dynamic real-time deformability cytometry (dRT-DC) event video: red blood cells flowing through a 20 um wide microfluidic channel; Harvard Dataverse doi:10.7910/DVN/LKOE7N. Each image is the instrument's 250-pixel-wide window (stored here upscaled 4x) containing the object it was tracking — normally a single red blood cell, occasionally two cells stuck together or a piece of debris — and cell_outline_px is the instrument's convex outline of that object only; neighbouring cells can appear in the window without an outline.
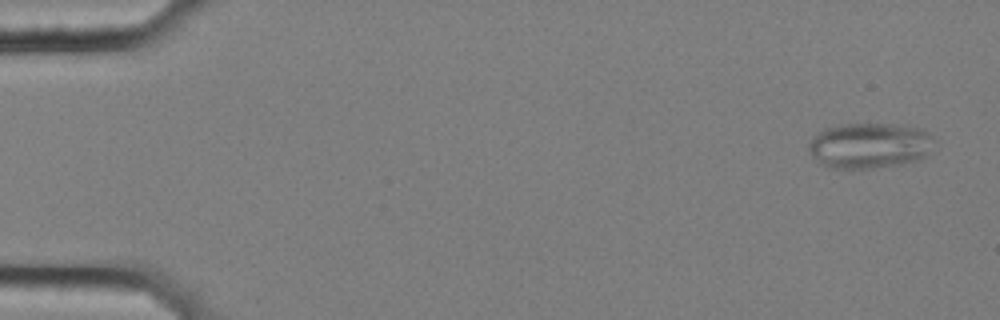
{"species": "common noctule bat (a hibernating species)", "species_latin": "Nyctalus noctula", "temperature_condition": "cold", "stored_images_in_passage": 58, "camera_frame_rate_fps": 3000, "um_per_image_px": 0.085, "animal": {"sex": "female", "body_mass_g": 25.1}, "frame": {"image": 1, "passage_image": 3, "time_ms": 0.667, "image_size_px": [1000, 320], "cell_outline_px": [[936, 140], [928, 152], [924, 156], [916, 160], [900, 164], [864, 168], [832, 168], [816, 160], [812, 156], [808, 148], [808, 144], [812, 136], [824, 128], [840, 124], [892, 124], [924, 128]], "centroid_in_image_um": [73.9, 12.34], "position_along_channel_um": 11.1, "area_um2": 33.29}}
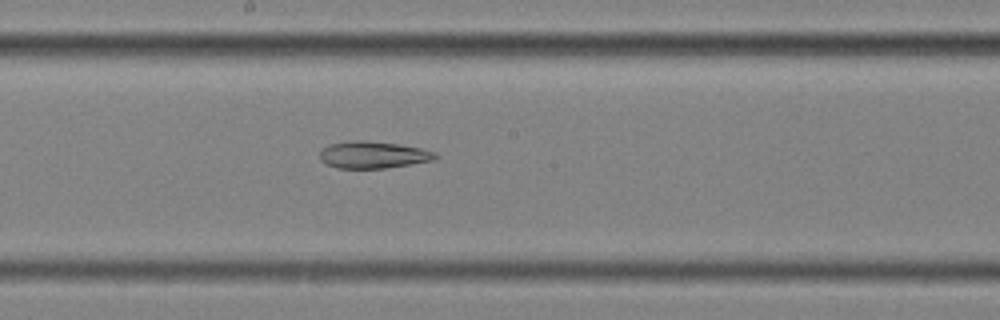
{"frame": {"image": 2, "passage_image": 32, "time_ms": 10.333, "image_size_px": [1000, 320], "cell_outline_px": [[440, 156], [436, 160], [384, 168], [336, 168], [324, 164], [320, 160], [320, 152], [328, 144], [348, 140], [364, 140], [400, 144], [420, 148], [436, 152]], "centroid_in_image_um": [31.71, 13.15], "position_along_channel_um": 216.5, "area_um2": 18.44}}
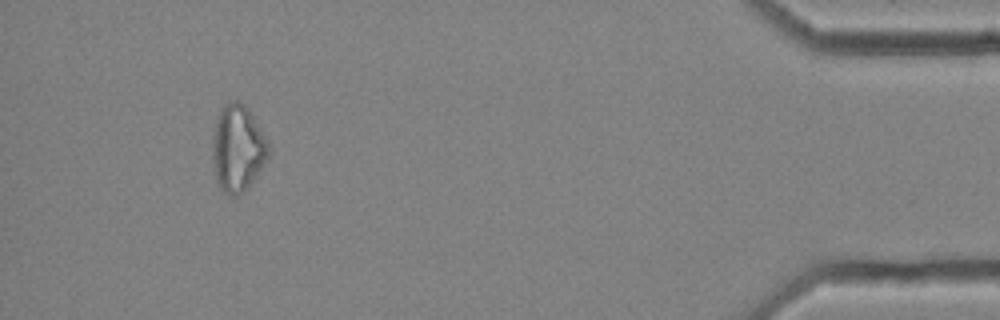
{"frame": {"image": 3, "passage_image": 54, "time_ms": 17.667, "image_size_px": [1000, 320], "cell_outline_px": [[268, 156], [256, 176], [236, 196], [228, 196], [220, 188], [216, 180], [212, 152], [216, 120], [220, 112], [232, 100], [240, 100], [244, 104], [268, 140]], "centroid_in_image_um": [20.2, 12.61], "position_along_channel_um": 415.0, "area_um2": 27.46}, "authors_computed_cell_mechanics": {"area_um2": 25.1141, "velocity_mm_per_s": 3.5351, "shape_relaxation_time_tau1_ms": null, "shape_relaxation_time_tau2_ms": 4.5092, "deformation_change_tau1": null, "deformation_change_tau2": 0.1524}}